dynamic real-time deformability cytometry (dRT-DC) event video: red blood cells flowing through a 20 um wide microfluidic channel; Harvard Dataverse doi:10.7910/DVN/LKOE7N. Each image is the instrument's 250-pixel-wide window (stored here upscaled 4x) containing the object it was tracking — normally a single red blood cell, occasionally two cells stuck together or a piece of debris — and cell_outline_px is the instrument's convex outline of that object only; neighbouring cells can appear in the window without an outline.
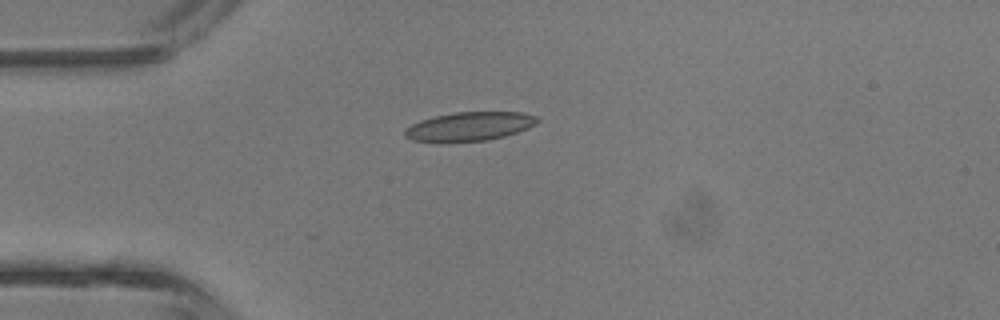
{"species": "common noctule bat (a hibernating species)", "species_latin": "Nyctalus noctula", "temperature_condition": "room temperature", "stored_images_in_passage": 5, "camera_frame_rate_fps": 3000, "um_per_image_px": 0.085, "animal": {"sex": "male", "body_mass_g": 13.3}, "frame": {"image": 1, "passage_image": 4, "time_ms": 3.667, "image_size_px": [1000, 320], "cell_outline_px": [[540, 120], [536, 124], [528, 128], [504, 136], [488, 140], [412, 140], [404, 136], [404, 128], [420, 120], [432, 116], [456, 112], [520, 112], [536, 116]], "centroid_in_image_um": [39.92, 10.71], "position_along_channel_um": 45.1, "area_um2": 21.79}}